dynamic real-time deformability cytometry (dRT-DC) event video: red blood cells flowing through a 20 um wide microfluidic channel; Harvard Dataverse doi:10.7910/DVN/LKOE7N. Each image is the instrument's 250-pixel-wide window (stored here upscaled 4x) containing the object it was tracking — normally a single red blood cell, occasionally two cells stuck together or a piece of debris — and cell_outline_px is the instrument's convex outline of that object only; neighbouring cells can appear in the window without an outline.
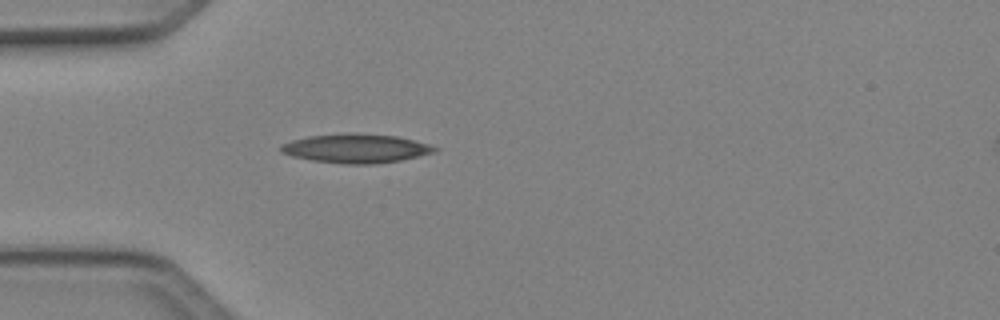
{"species": "Egyptian fruit bat (a non-hibernating species)", "species_latin": "Rousettus aegyptiacus", "temperature_condition": "cold", "stored_images_in_passage": 36, "camera_frame_rate_fps": 3000, "um_per_image_px": 0.085, "animal": {"sex": "female"}, "frame": {"image": 1, "passage_image": 1, "time_ms": 0.0, "image_size_px": [1000, 320], "cell_outline_px": [[440, 148], [436, 152], [400, 160], [376, 164], [344, 164], [312, 160], [292, 156], [280, 152], [280, 144], [292, 140], [308, 136], [352, 132], [396, 136], [428, 144]], "centroid_in_image_um": [30.24, 12.61], "position_along_channel_um": 54.8, "area_um2": 26.07}}
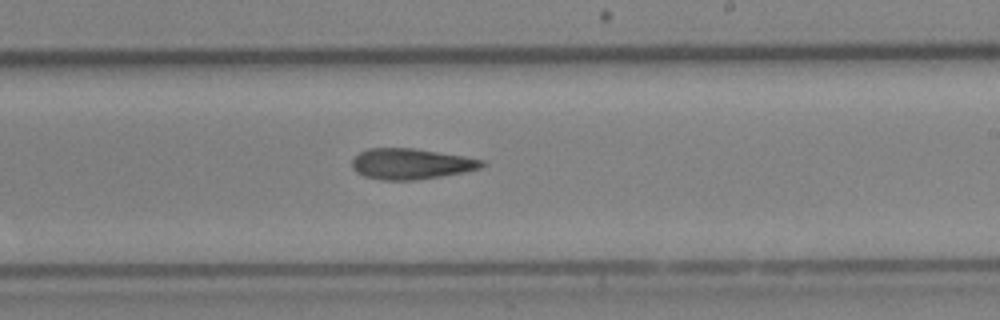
{"frame": {"image": 2, "passage_image": 16, "time_ms": 5.0, "image_size_px": [1000, 320], "cell_outline_px": [[488, 164], [480, 168], [464, 172], [416, 180], [380, 180], [364, 176], [356, 172], [352, 168], [352, 160], [360, 152], [368, 148], [412, 148], [464, 156], [484, 160]], "centroid_in_image_um": [34.94, 13.93], "position_along_channel_um": 254.1, "area_um2": 23.29}}
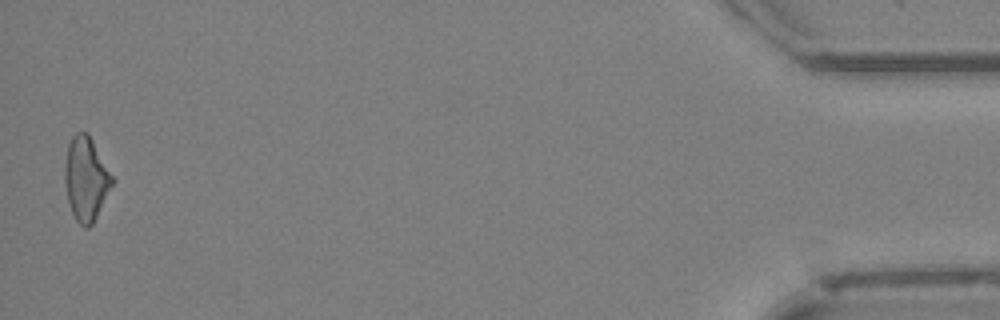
{"frame": {"image": 3, "passage_image": 35, "time_ms": 11.333, "image_size_px": [1000, 320], "cell_outline_px": [[116, 180], [92, 224], [88, 228], [84, 228], [76, 220], [72, 212], [68, 200], [64, 180], [64, 164], [68, 144], [72, 136], [76, 132], [88, 132]], "centroid_in_image_um": [7.32, 15.17], "position_along_channel_um": 427.9, "area_um2": 23.41}}